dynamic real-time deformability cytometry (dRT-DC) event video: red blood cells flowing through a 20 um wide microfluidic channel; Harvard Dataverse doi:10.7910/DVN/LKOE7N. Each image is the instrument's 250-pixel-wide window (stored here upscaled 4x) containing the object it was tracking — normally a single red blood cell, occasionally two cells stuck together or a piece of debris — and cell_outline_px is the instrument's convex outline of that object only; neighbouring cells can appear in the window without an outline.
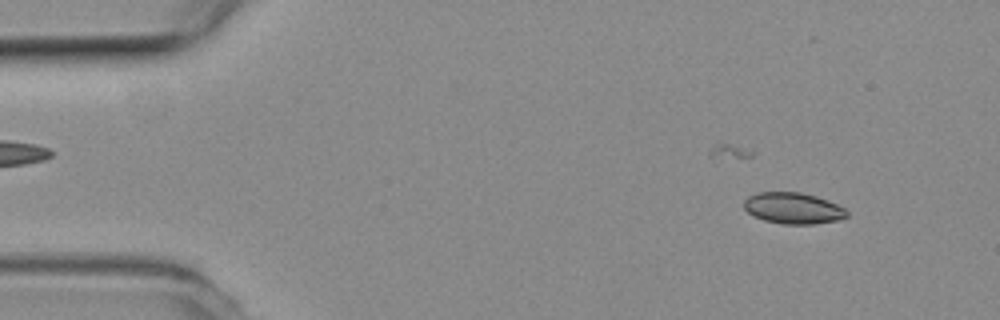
{"species": "common noctule bat (a hibernating species)", "species_latin": "Nyctalus noctula", "temperature_condition": "room temperature", "stored_images_in_passage": 53, "camera_frame_rate_fps": 3000, "um_per_image_px": 0.085, "animal": {"sex": "female", "body_mass_g": 19.3, "forearm_length_mm": 54.1}, "frame": {"image": 1, "passage_image": 5, "time_ms": 1.333, "image_size_px": [1000, 320], "cell_outline_px": [[848, 216], [836, 220], [812, 224], [784, 224], [764, 220], [752, 216], [744, 208], [744, 200], [748, 196], [756, 192], [800, 192], [816, 196], [828, 200], [844, 208], [848, 212]], "centroid_in_image_um": [67.39, 17.69], "position_along_channel_um": 17.6, "area_um2": 18.73}}
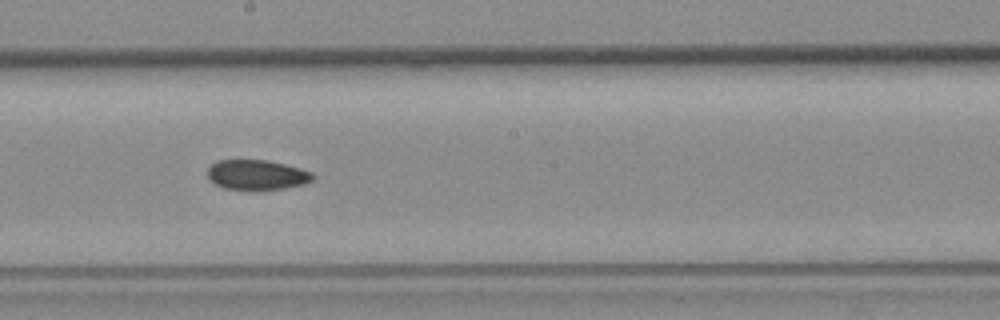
{"frame": {"image": 2, "passage_image": 29, "time_ms": 9.333, "image_size_px": [1000, 320], "cell_outline_px": [[316, 176], [312, 180], [304, 184], [284, 188], [256, 192], [224, 188], [216, 184], [208, 176], [208, 168], [216, 160], [268, 160], [300, 168], [312, 172]], "centroid_in_image_um": [21.85, 14.89], "position_along_channel_um": 226.3, "area_um2": 18.79}}
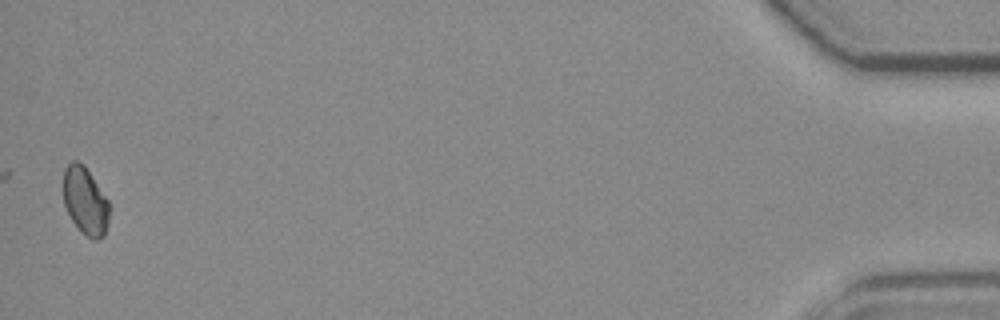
{"frame": {"image": 3, "passage_image": 53, "time_ms": 17.333, "image_size_px": [1000, 320], "cell_outline_px": [[108, 220], [104, 236], [96, 240], [92, 240], [72, 220], [64, 204], [64, 168], [72, 160], [76, 160], [84, 164], [108, 200]], "centroid_in_image_um": [7.24, 17.04], "position_along_channel_um": 428.0, "area_um2": 17.74}, "authors_computed_cell_mechanics": {"area_um2": 18.6116, "velocity_mm_per_s": 3.7748, "shape_relaxation_time_tau1_ms": null, "shape_relaxation_time_tau2_ms": 6.2823, "deformation_change_tau1": null, "deformation_change_tau2": 0.0702}}